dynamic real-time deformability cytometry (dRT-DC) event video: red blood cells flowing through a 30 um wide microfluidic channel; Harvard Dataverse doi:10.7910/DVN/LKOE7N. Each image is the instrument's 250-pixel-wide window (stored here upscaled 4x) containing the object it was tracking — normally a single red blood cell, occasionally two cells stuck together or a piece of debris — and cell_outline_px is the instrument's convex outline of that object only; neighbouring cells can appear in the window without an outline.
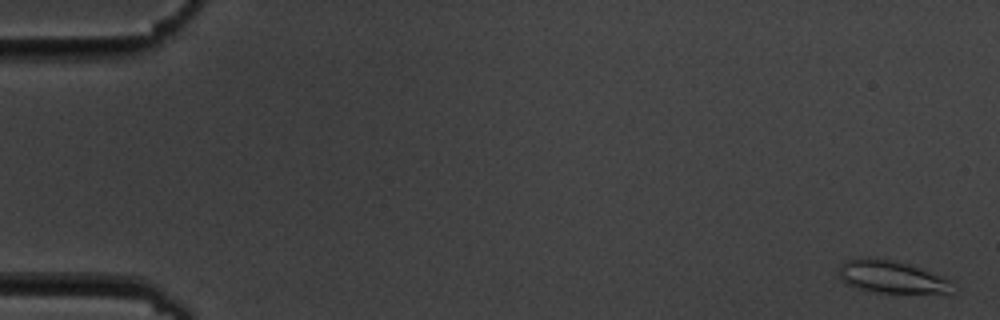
{"species": "common noctule bat (a hibernating species)", "species_latin": "Nyctalus noctula", "temperature_condition": "cold", "stored_images_in_passage": 6, "camera_frame_rate_fps": 3000, "um_per_image_px": 0.085, "animal": {"sex": "male", "body_mass_g": 19.5, "forearm_length_mm": 54.6}, "frame": {"image": 1, "passage_image": 1, "time_ms": 0.0, "image_size_px": [1000, 320], "cell_outline_px": [[960, 288], [948, 292], [872, 292], [856, 288], [840, 280], [840, 264], [844, 260], [888, 260], [908, 264], [944, 276], [952, 280]], "centroid_in_image_um": [75.88, 23.57], "position_along_channel_um": 9.1, "area_um2": 21.04}}
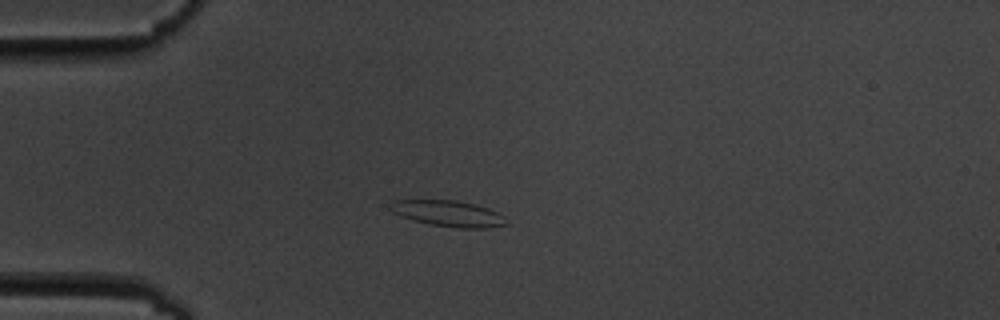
{"frame": {"image": 2, "passage_image": 5, "time_ms": 4.667, "image_size_px": [1000, 320], "cell_outline_px": [[508, 224], [488, 228], [456, 228], [428, 224], [412, 220], [400, 216], [392, 212], [388, 208], [388, 204], [392, 200], [456, 200], [488, 208], [504, 216]], "centroid_in_image_um": [38.05, 18.15], "position_along_channel_um": 47.0, "area_um2": 17.74}}